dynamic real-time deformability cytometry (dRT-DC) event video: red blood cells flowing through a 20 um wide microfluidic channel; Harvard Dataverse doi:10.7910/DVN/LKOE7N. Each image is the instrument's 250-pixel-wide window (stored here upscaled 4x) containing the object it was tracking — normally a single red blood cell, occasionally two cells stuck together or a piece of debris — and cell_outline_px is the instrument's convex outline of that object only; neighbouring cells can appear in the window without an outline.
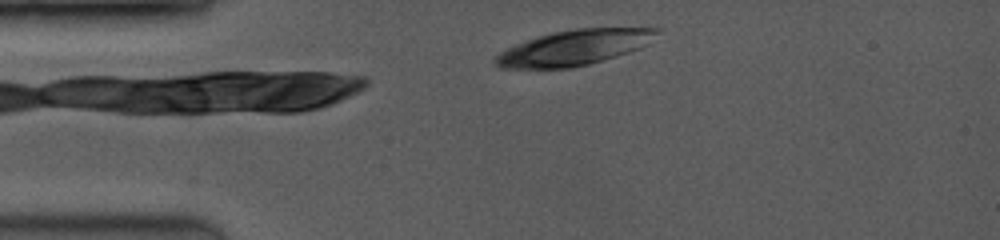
{"species": "common noctule bat (a hibernating species)", "species_latin": "Nyctalus noctula", "temperature_condition": "room temperature", "stored_images_in_passage": 6, "camera_frame_rate_fps": 3500, "um_per_image_px": 0.085, "animal": {"sex": "female", "body_mass_g": 19.0, "forearm_length_mm": 53.3}, "frame": {"image": 1, "passage_image": 4, "time_ms": 0.857, "image_size_px": [1000, 240], "cell_outline_px": [[660, 28], [648, 44], [640, 48], [616, 56], [588, 64], [572, 68], [500, 68], [492, 64], [492, 60], [500, 52], [516, 44], [552, 32], [576, 28]], "centroid_in_image_um": [48.76, 4.05], "position_along_channel_um": 36.2, "area_um2": 32.89}}